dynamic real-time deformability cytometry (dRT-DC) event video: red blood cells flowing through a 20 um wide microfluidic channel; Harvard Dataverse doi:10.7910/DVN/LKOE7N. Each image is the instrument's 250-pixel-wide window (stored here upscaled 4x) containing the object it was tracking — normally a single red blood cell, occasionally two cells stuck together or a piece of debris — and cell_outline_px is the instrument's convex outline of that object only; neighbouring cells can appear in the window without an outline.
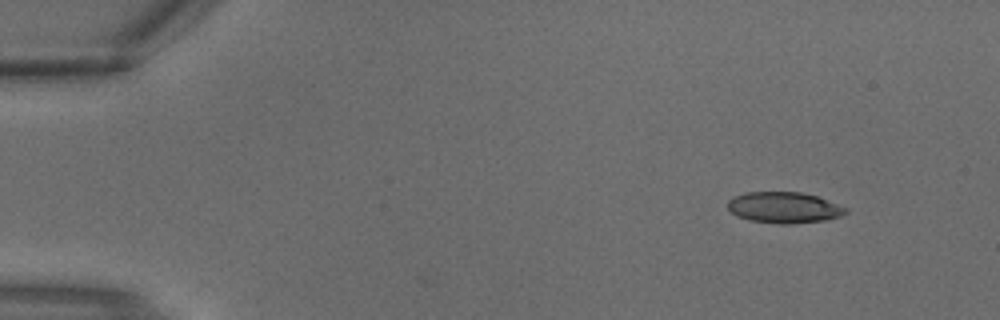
{"species": "common noctule bat (a hibernating species)", "species_latin": "Nyctalus noctula", "temperature_condition": "warm", "stored_images_in_passage": 3, "camera_frame_rate_fps": 3000, "um_per_image_px": 0.085, "animal": {"sex": "male", "body_mass_g": 18.8}, "frame": {"image": 1, "passage_image": 1, "time_ms": 0.0, "image_size_px": [1000, 320], "cell_outline_px": [[848, 212], [840, 216], [828, 220], [792, 224], [780, 224], [748, 220], [736, 216], [728, 208], [728, 200], [732, 196], [744, 192], [800, 192], [816, 196], [848, 208]], "centroid_in_image_um": [66.63, 17.65], "position_along_channel_um": 18.4, "area_um2": 21.56}}
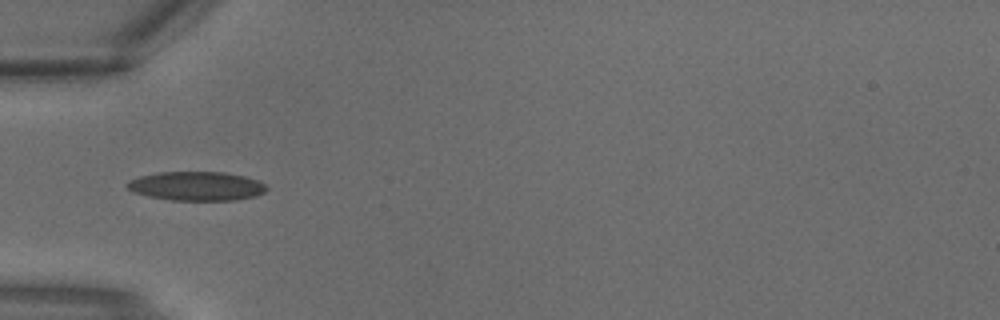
{"frame": {"image": 2, "passage_image": 3, "time_ms": 0.667, "image_size_px": [1000, 320], "cell_outline_px": [[268, 188], [264, 192], [256, 196], [236, 200], [172, 200], [148, 196], [132, 192], [124, 184], [128, 180], [140, 176], [160, 172], [224, 172], [244, 176], [260, 180]], "centroid_in_image_um": [16.7, 15.81], "position_along_channel_um": 68.3, "area_um2": 23.7}}